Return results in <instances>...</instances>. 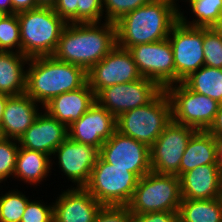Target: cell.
<instances>
[{"instance_id":"cell-1","label":"cell","mask_w":222,"mask_h":222,"mask_svg":"<svg viewBox=\"0 0 222 222\" xmlns=\"http://www.w3.org/2000/svg\"><path fill=\"white\" fill-rule=\"evenodd\" d=\"M117 45L113 22L67 23L53 57L82 67L86 72L101 61Z\"/></svg>"},{"instance_id":"cell-2","label":"cell","mask_w":222,"mask_h":222,"mask_svg":"<svg viewBox=\"0 0 222 222\" xmlns=\"http://www.w3.org/2000/svg\"><path fill=\"white\" fill-rule=\"evenodd\" d=\"M175 0H151L125 14L117 22V46L129 49L138 44L168 38L172 26L179 20Z\"/></svg>"},{"instance_id":"cell-3","label":"cell","mask_w":222,"mask_h":222,"mask_svg":"<svg viewBox=\"0 0 222 222\" xmlns=\"http://www.w3.org/2000/svg\"><path fill=\"white\" fill-rule=\"evenodd\" d=\"M27 64L30 67L26 70L25 93L43 106L52 98L79 89L87 82V72L82 67L53 56L29 58Z\"/></svg>"},{"instance_id":"cell-4","label":"cell","mask_w":222,"mask_h":222,"mask_svg":"<svg viewBox=\"0 0 222 222\" xmlns=\"http://www.w3.org/2000/svg\"><path fill=\"white\" fill-rule=\"evenodd\" d=\"M21 53L28 58L52 56L66 22L53 8L39 7L17 14Z\"/></svg>"},{"instance_id":"cell-5","label":"cell","mask_w":222,"mask_h":222,"mask_svg":"<svg viewBox=\"0 0 222 222\" xmlns=\"http://www.w3.org/2000/svg\"><path fill=\"white\" fill-rule=\"evenodd\" d=\"M172 121L168 94L163 90L152 102L121 114L116 118L117 131L149 148Z\"/></svg>"},{"instance_id":"cell-6","label":"cell","mask_w":222,"mask_h":222,"mask_svg":"<svg viewBox=\"0 0 222 222\" xmlns=\"http://www.w3.org/2000/svg\"><path fill=\"white\" fill-rule=\"evenodd\" d=\"M182 201L180 178L177 175L149 172L137 183L127 205L131 213L178 212Z\"/></svg>"},{"instance_id":"cell-7","label":"cell","mask_w":222,"mask_h":222,"mask_svg":"<svg viewBox=\"0 0 222 222\" xmlns=\"http://www.w3.org/2000/svg\"><path fill=\"white\" fill-rule=\"evenodd\" d=\"M138 180L129 168L113 167L99 156L84 188L103 206H127Z\"/></svg>"},{"instance_id":"cell-8","label":"cell","mask_w":222,"mask_h":222,"mask_svg":"<svg viewBox=\"0 0 222 222\" xmlns=\"http://www.w3.org/2000/svg\"><path fill=\"white\" fill-rule=\"evenodd\" d=\"M168 86L165 91L172 108V120L197 131H206L212 124L220 103L190 90L183 82Z\"/></svg>"},{"instance_id":"cell-9","label":"cell","mask_w":222,"mask_h":222,"mask_svg":"<svg viewBox=\"0 0 222 222\" xmlns=\"http://www.w3.org/2000/svg\"><path fill=\"white\" fill-rule=\"evenodd\" d=\"M196 131L172 120L150 147L151 171L180 177L181 159L189 139Z\"/></svg>"},{"instance_id":"cell-10","label":"cell","mask_w":222,"mask_h":222,"mask_svg":"<svg viewBox=\"0 0 222 222\" xmlns=\"http://www.w3.org/2000/svg\"><path fill=\"white\" fill-rule=\"evenodd\" d=\"M175 65V83L204 66L203 27H193L178 20L168 36Z\"/></svg>"},{"instance_id":"cell-11","label":"cell","mask_w":222,"mask_h":222,"mask_svg":"<svg viewBox=\"0 0 222 222\" xmlns=\"http://www.w3.org/2000/svg\"><path fill=\"white\" fill-rule=\"evenodd\" d=\"M162 91L157 83L142 77L134 82L103 88L95 95V99L117 118L127 111L149 104Z\"/></svg>"},{"instance_id":"cell-12","label":"cell","mask_w":222,"mask_h":222,"mask_svg":"<svg viewBox=\"0 0 222 222\" xmlns=\"http://www.w3.org/2000/svg\"><path fill=\"white\" fill-rule=\"evenodd\" d=\"M128 51L131 53L142 77L154 81L163 90L175 84L173 50L168 38L138 44L130 47Z\"/></svg>"},{"instance_id":"cell-13","label":"cell","mask_w":222,"mask_h":222,"mask_svg":"<svg viewBox=\"0 0 222 222\" xmlns=\"http://www.w3.org/2000/svg\"><path fill=\"white\" fill-rule=\"evenodd\" d=\"M141 78L131 53L117 45L87 71V82L95 95L103 88Z\"/></svg>"},{"instance_id":"cell-14","label":"cell","mask_w":222,"mask_h":222,"mask_svg":"<svg viewBox=\"0 0 222 222\" xmlns=\"http://www.w3.org/2000/svg\"><path fill=\"white\" fill-rule=\"evenodd\" d=\"M100 157L113 167L129 168L139 179L151 172L150 148L117 130L102 144Z\"/></svg>"},{"instance_id":"cell-15","label":"cell","mask_w":222,"mask_h":222,"mask_svg":"<svg viewBox=\"0 0 222 222\" xmlns=\"http://www.w3.org/2000/svg\"><path fill=\"white\" fill-rule=\"evenodd\" d=\"M117 130L116 117L95 102L78 120L68 127V137L77 143L100 150Z\"/></svg>"},{"instance_id":"cell-16","label":"cell","mask_w":222,"mask_h":222,"mask_svg":"<svg viewBox=\"0 0 222 222\" xmlns=\"http://www.w3.org/2000/svg\"><path fill=\"white\" fill-rule=\"evenodd\" d=\"M59 167L71 179L77 183V187H84L89 181L91 171L100 156V150L94 146L77 143L69 137L55 149Z\"/></svg>"},{"instance_id":"cell-17","label":"cell","mask_w":222,"mask_h":222,"mask_svg":"<svg viewBox=\"0 0 222 222\" xmlns=\"http://www.w3.org/2000/svg\"><path fill=\"white\" fill-rule=\"evenodd\" d=\"M68 138V127L49 115L39 113L33 124L18 140L19 146L51 156Z\"/></svg>"},{"instance_id":"cell-18","label":"cell","mask_w":222,"mask_h":222,"mask_svg":"<svg viewBox=\"0 0 222 222\" xmlns=\"http://www.w3.org/2000/svg\"><path fill=\"white\" fill-rule=\"evenodd\" d=\"M102 206L84 187L67 189L53 205V222H94Z\"/></svg>"},{"instance_id":"cell-19","label":"cell","mask_w":222,"mask_h":222,"mask_svg":"<svg viewBox=\"0 0 222 222\" xmlns=\"http://www.w3.org/2000/svg\"><path fill=\"white\" fill-rule=\"evenodd\" d=\"M181 196L185 199L222 197V175L218 165H201L180 177Z\"/></svg>"},{"instance_id":"cell-20","label":"cell","mask_w":222,"mask_h":222,"mask_svg":"<svg viewBox=\"0 0 222 222\" xmlns=\"http://www.w3.org/2000/svg\"><path fill=\"white\" fill-rule=\"evenodd\" d=\"M96 102L94 91L86 82L81 88L52 98L43 106L45 111L69 127Z\"/></svg>"},{"instance_id":"cell-21","label":"cell","mask_w":222,"mask_h":222,"mask_svg":"<svg viewBox=\"0 0 222 222\" xmlns=\"http://www.w3.org/2000/svg\"><path fill=\"white\" fill-rule=\"evenodd\" d=\"M36 103L26 93L8 97L0 123L6 138L19 140L33 124L39 114Z\"/></svg>"},{"instance_id":"cell-22","label":"cell","mask_w":222,"mask_h":222,"mask_svg":"<svg viewBox=\"0 0 222 222\" xmlns=\"http://www.w3.org/2000/svg\"><path fill=\"white\" fill-rule=\"evenodd\" d=\"M29 58L22 53L0 51V92L20 95L26 92V71L24 64Z\"/></svg>"},{"instance_id":"cell-23","label":"cell","mask_w":222,"mask_h":222,"mask_svg":"<svg viewBox=\"0 0 222 222\" xmlns=\"http://www.w3.org/2000/svg\"><path fill=\"white\" fill-rule=\"evenodd\" d=\"M201 165H218L216 144L207 131H196L189 139L180 162V176Z\"/></svg>"},{"instance_id":"cell-24","label":"cell","mask_w":222,"mask_h":222,"mask_svg":"<svg viewBox=\"0 0 222 222\" xmlns=\"http://www.w3.org/2000/svg\"><path fill=\"white\" fill-rule=\"evenodd\" d=\"M49 158L43 152L19 147L13 176L35 185L48 176L52 166Z\"/></svg>"},{"instance_id":"cell-25","label":"cell","mask_w":222,"mask_h":222,"mask_svg":"<svg viewBox=\"0 0 222 222\" xmlns=\"http://www.w3.org/2000/svg\"><path fill=\"white\" fill-rule=\"evenodd\" d=\"M181 222H222V197L215 199H185L179 206Z\"/></svg>"},{"instance_id":"cell-26","label":"cell","mask_w":222,"mask_h":222,"mask_svg":"<svg viewBox=\"0 0 222 222\" xmlns=\"http://www.w3.org/2000/svg\"><path fill=\"white\" fill-rule=\"evenodd\" d=\"M190 90L222 104V69L203 66L182 81Z\"/></svg>"},{"instance_id":"cell-27","label":"cell","mask_w":222,"mask_h":222,"mask_svg":"<svg viewBox=\"0 0 222 222\" xmlns=\"http://www.w3.org/2000/svg\"><path fill=\"white\" fill-rule=\"evenodd\" d=\"M196 19L187 22L183 13L179 12V20L193 27H212L222 17V0H189Z\"/></svg>"},{"instance_id":"cell-28","label":"cell","mask_w":222,"mask_h":222,"mask_svg":"<svg viewBox=\"0 0 222 222\" xmlns=\"http://www.w3.org/2000/svg\"><path fill=\"white\" fill-rule=\"evenodd\" d=\"M28 199L19 191H9L0 197V222H21Z\"/></svg>"},{"instance_id":"cell-29","label":"cell","mask_w":222,"mask_h":222,"mask_svg":"<svg viewBox=\"0 0 222 222\" xmlns=\"http://www.w3.org/2000/svg\"><path fill=\"white\" fill-rule=\"evenodd\" d=\"M21 53L20 25L17 14H5L0 20V51Z\"/></svg>"},{"instance_id":"cell-30","label":"cell","mask_w":222,"mask_h":222,"mask_svg":"<svg viewBox=\"0 0 222 222\" xmlns=\"http://www.w3.org/2000/svg\"><path fill=\"white\" fill-rule=\"evenodd\" d=\"M204 65L222 69V39L210 27H203Z\"/></svg>"},{"instance_id":"cell-31","label":"cell","mask_w":222,"mask_h":222,"mask_svg":"<svg viewBox=\"0 0 222 222\" xmlns=\"http://www.w3.org/2000/svg\"><path fill=\"white\" fill-rule=\"evenodd\" d=\"M7 138L0 143V183L14 174L19 142ZM14 140V142H12ZM17 142V143H15Z\"/></svg>"},{"instance_id":"cell-32","label":"cell","mask_w":222,"mask_h":222,"mask_svg":"<svg viewBox=\"0 0 222 222\" xmlns=\"http://www.w3.org/2000/svg\"><path fill=\"white\" fill-rule=\"evenodd\" d=\"M151 0H103V7L106 8L107 22H117L125 14L144 6Z\"/></svg>"},{"instance_id":"cell-33","label":"cell","mask_w":222,"mask_h":222,"mask_svg":"<svg viewBox=\"0 0 222 222\" xmlns=\"http://www.w3.org/2000/svg\"><path fill=\"white\" fill-rule=\"evenodd\" d=\"M103 0H78V23H100Z\"/></svg>"},{"instance_id":"cell-34","label":"cell","mask_w":222,"mask_h":222,"mask_svg":"<svg viewBox=\"0 0 222 222\" xmlns=\"http://www.w3.org/2000/svg\"><path fill=\"white\" fill-rule=\"evenodd\" d=\"M21 222H53V206L28 201Z\"/></svg>"},{"instance_id":"cell-35","label":"cell","mask_w":222,"mask_h":222,"mask_svg":"<svg viewBox=\"0 0 222 222\" xmlns=\"http://www.w3.org/2000/svg\"><path fill=\"white\" fill-rule=\"evenodd\" d=\"M131 215L128 206H102L94 222H130Z\"/></svg>"},{"instance_id":"cell-36","label":"cell","mask_w":222,"mask_h":222,"mask_svg":"<svg viewBox=\"0 0 222 222\" xmlns=\"http://www.w3.org/2000/svg\"><path fill=\"white\" fill-rule=\"evenodd\" d=\"M53 10L66 23H78V0H57Z\"/></svg>"},{"instance_id":"cell-37","label":"cell","mask_w":222,"mask_h":222,"mask_svg":"<svg viewBox=\"0 0 222 222\" xmlns=\"http://www.w3.org/2000/svg\"><path fill=\"white\" fill-rule=\"evenodd\" d=\"M178 220V212H150L145 214L132 213L130 222H176Z\"/></svg>"},{"instance_id":"cell-38","label":"cell","mask_w":222,"mask_h":222,"mask_svg":"<svg viewBox=\"0 0 222 222\" xmlns=\"http://www.w3.org/2000/svg\"><path fill=\"white\" fill-rule=\"evenodd\" d=\"M11 2L12 14H18L24 11L39 8L36 4V0H11Z\"/></svg>"},{"instance_id":"cell-39","label":"cell","mask_w":222,"mask_h":222,"mask_svg":"<svg viewBox=\"0 0 222 222\" xmlns=\"http://www.w3.org/2000/svg\"><path fill=\"white\" fill-rule=\"evenodd\" d=\"M206 131L213 137L222 136V104L219 105L218 112L215 114L212 124Z\"/></svg>"},{"instance_id":"cell-40","label":"cell","mask_w":222,"mask_h":222,"mask_svg":"<svg viewBox=\"0 0 222 222\" xmlns=\"http://www.w3.org/2000/svg\"><path fill=\"white\" fill-rule=\"evenodd\" d=\"M216 144V158L219 173L222 175V136L213 137Z\"/></svg>"},{"instance_id":"cell-41","label":"cell","mask_w":222,"mask_h":222,"mask_svg":"<svg viewBox=\"0 0 222 222\" xmlns=\"http://www.w3.org/2000/svg\"><path fill=\"white\" fill-rule=\"evenodd\" d=\"M0 10L5 14H12L11 0H0Z\"/></svg>"},{"instance_id":"cell-42","label":"cell","mask_w":222,"mask_h":222,"mask_svg":"<svg viewBox=\"0 0 222 222\" xmlns=\"http://www.w3.org/2000/svg\"><path fill=\"white\" fill-rule=\"evenodd\" d=\"M10 95H7L5 93H1L0 92V123L2 121V117H3V113H4V109L7 103V99Z\"/></svg>"},{"instance_id":"cell-43","label":"cell","mask_w":222,"mask_h":222,"mask_svg":"<svg viewBox=\"0 0 222 222\" xmlns=\"http://www.w3.org/2000/svg\"><path fill=\"white\" fill-rule=\"evenodd\" d=\"M57 0H36L38 7L53 8Z\"/></svg>"},{"instance_id":"cell-44","label":"cell","mask_w":222,"mask_h":222,"mask_svg":"<svg viewBox=\"0 0 222 222\" xmlns=\"http://www.w3.org/2000/svg\"><path fill=\"white\" fill-rule=\"evenodd\" d=\"M212 28L222 39V17L212 26Z\"/></svg>"},{"instance_id":"cell-45","label":"cell","mask_w":222,"mask_h":222,"mask_svg":"<svg viewBox=\"0 0 222 222\" xmlns=\"http://www.w3.org/2000/svg\"><path fill=\"white\" fill-rule=\"evenodd\" d=\"M6 138L4 131H3V127L0 124V143L3 142Z\"/></svg>"},{"instance_id":"cell-46","label":"cell","mask_w":222,"mask_h":222,"mask_svg":"<svg viewBox=\"0 0 222 222\" xmlns=\"http://www.w3.org/2000/svg\"><path fill=\"white\" fill-rule=\"evenodd\" d=\"M5 15V13H3L1 10H0V20L2 19V17Z\"/></svg>"}]
</instances>
